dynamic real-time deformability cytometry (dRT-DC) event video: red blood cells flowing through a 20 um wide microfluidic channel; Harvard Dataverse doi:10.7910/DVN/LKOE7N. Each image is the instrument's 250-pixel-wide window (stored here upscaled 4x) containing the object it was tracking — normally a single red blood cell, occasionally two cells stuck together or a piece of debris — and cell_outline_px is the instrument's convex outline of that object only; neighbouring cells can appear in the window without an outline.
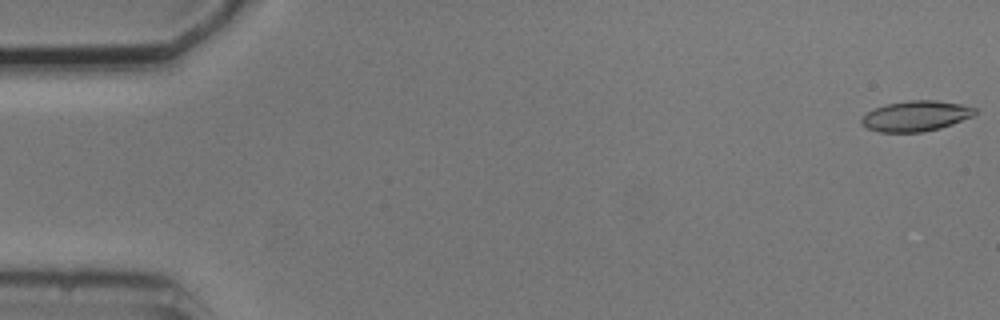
{"species": "common noctule bat (a hibernating species)", "species_latin": "Nyctalus noctula", "temperature_condition": "cold", "stored_images_in_passage": 9, "camera_frame_rate_fps": 3000, "um_per_image_px": 0.085, "animal": {"sex": "male", "body_mass_g": 20.5, "forearm_length_mm": 52.5}, "frame": {"image": 1, "passage_image": 1, "time_ms": 0.0, "image_size_px": [1000, 320], "cell_outline_px": [[976, 112], [972, 116], [952, 124], [940, 128], [920, 132], [880, 132], [868, 128], [860, 124], [860, 120], [872, 108], [884, 104], [908, 100], [936, 100], [960, 104], [976, 108]], "centroid_in_image_um": [77.81, 9.85], "position_along_channel_um": 7.2, "area_um2": 20.11}}
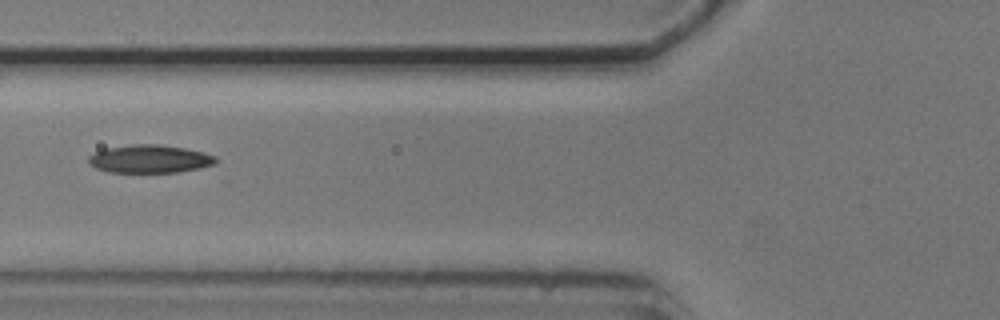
{"frame": {"image": 2, "passage_image": 6, "time_ms": 6.667, "image_size_px": [1000, 320], "cell_outline_px": [[216, 164], [200, 168], [180, 172], [108, 172], [96, 168], [88, 164], [88, 156], [104, 148], [132, 144], [156, 144], [184, 148], [204, 152], [216, 156]], "centroid_in_image_um": [12.72, 13.51], "position_along_channel_um": 113.1, "area_um2": 20.92}}
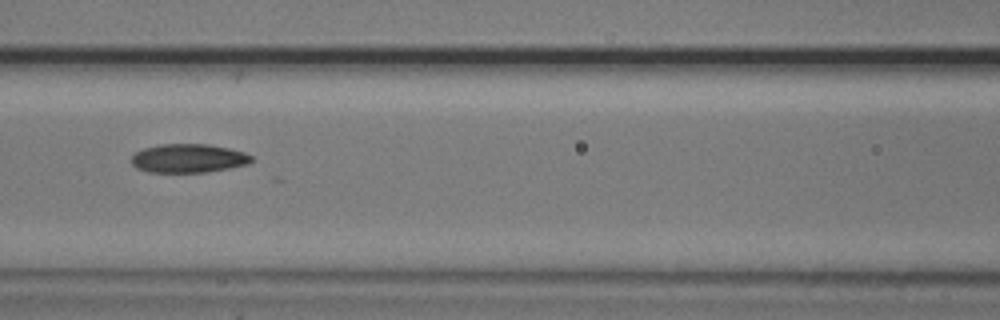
{"frame": {"image": 3, "passage_image": 7, "time_ms": 7.667, "image_size_px": [1000, 320], "cell_outline_px": [[256, 160], [248, 164], [228, 168], [204, 172], [148, 172], [136, 168], [132, 164], [132, 156], [136, 152], [144, 148], [160, 144], [208, 144], [228, 148], [244, 152], [252, 156]], "centroid_in_image_um": [16.03, 13.45], "position_along_channel_um": 150.6, "area_um2": 20.11}}